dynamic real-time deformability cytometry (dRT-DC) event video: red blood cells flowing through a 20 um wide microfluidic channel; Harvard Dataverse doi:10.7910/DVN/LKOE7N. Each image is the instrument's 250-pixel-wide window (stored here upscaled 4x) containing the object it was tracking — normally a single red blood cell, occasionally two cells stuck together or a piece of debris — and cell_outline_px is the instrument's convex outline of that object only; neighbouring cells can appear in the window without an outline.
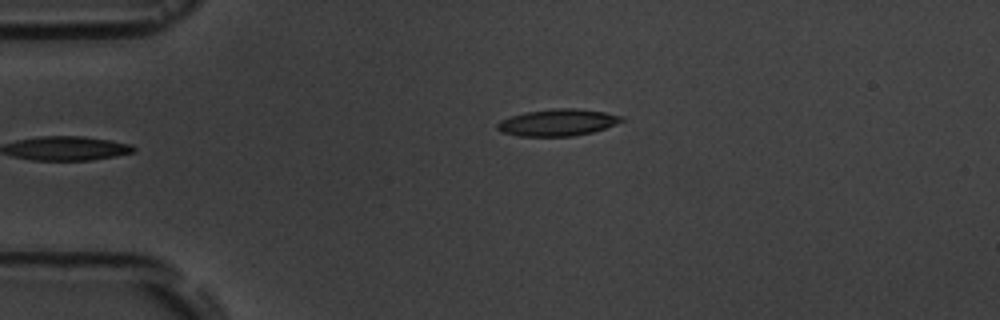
{"species": "common noctule bat (a hibernating species)", "species_latin": "Nyctalus noctula", "temperature_condition": "room temperature", "stored_images_in_passage": 2, "camera_frame_rate_fps": 3000, "um_per_image_px": 0.085, "animal": {"sex": "male", "body_mass_g": 19.5, "forearm_length_mm": 54.6}, "frame": {"image": 1, "passage_image": 1, "time_ms": 0.0, "image_size_px": [1000, 320], "cell_outline_px": [[624, 120], [616, 124], [592, 132], [572, 136], [520, 136], [500, 132], [496, 128], [496, 124], [500, 120], [524, 112], [556, 108], [576, 108], [604, 112], [624, 116]], "centroid_in_image_um": [47.38, 10.41], "position_along_channel_um": 37.6, "area_um2": 19.42}}